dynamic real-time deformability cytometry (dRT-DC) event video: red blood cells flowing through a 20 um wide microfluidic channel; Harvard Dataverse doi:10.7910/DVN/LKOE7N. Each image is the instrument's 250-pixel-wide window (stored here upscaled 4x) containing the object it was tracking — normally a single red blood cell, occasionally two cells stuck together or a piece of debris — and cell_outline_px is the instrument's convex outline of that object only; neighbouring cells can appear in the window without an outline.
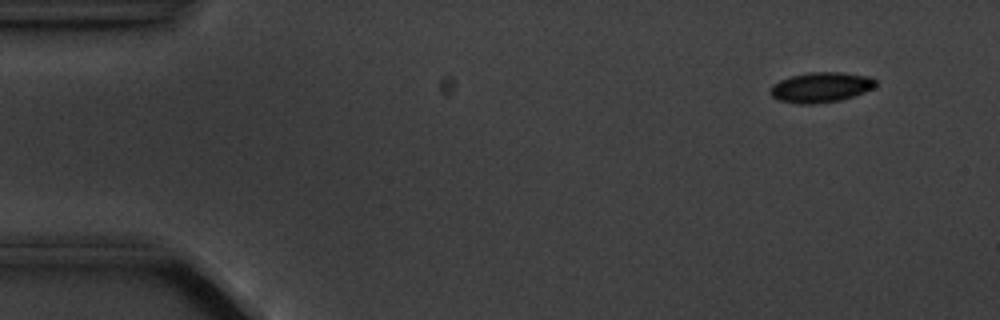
{"species": "common noctule bat (a hibernating species)", "species_latin": "Nyctalus noctula", "temperature_condition": "cold", "stored_images_in_passage": 4, "camera_frame_rate_fps": 3000, "um_per_image_px": 0.085, "animal": {"sex": "male", "body_mass_g": 20.1, "forearm_length_mm": 53.5}, "frame": {"image": 1, "passage_image": 2, "time_ms": 1.0, "image_size_px": [1000, 320], "cell_outline_px": [[876, 84], [872, 88], [864, 92], [840, 100], [816, 104], [800, 104], [776, 100], [768, 92], [772, 84], [780, 80], [792, 76], [808, 72], [840, 72], [868, 76], [876, 80]], "centroid_in_image_um": [69.72, 7.42], "position_along_channel_um": 15.3, "area_um2": 18.55}}